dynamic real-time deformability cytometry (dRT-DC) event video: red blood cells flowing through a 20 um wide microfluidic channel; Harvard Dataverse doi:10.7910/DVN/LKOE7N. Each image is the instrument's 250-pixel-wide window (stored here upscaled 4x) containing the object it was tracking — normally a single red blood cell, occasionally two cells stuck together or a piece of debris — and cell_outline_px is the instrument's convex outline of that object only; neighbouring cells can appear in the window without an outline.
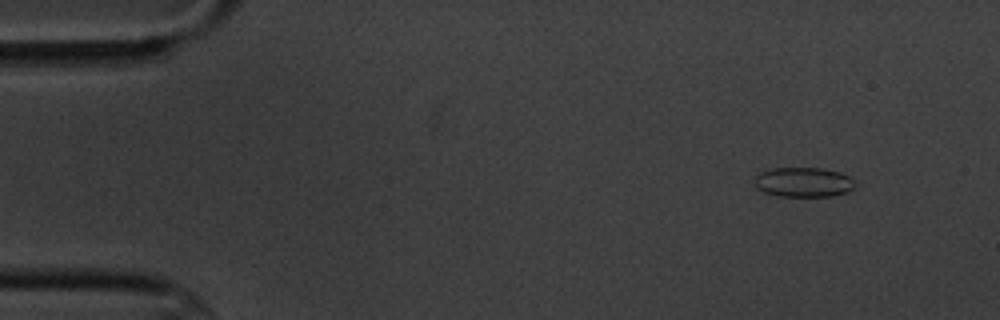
{"species": "common noctule bat (a hibernating species)", "species_latin": "Nyctalus noctula", "temperature_condition": "cold", "stored_images_in_passage": 15, "camera_frame_rate_fps": 3000, "um_per_image_px": 0.085, "animal": {"sex": "male", "body_mass_g": 20.1, "forearm_length_mm": 53.5}, "frame": {"image": 1, "passage_image": 1, "time_ms": 0.0, "image_size_px": [1000, 320], "cell_outline_px": [[856, 188], [848, 192], [832, 196], [776, 196], [764, 192], [756, 188], [756, 176], [760, 172], [768, 168], [824, 168], [840, 172], [848, 176], [856, 184]], "centroid_in_image_um": [68.31, 15.48], "position_along_channel_um": 16.7, "area_um2": 17.57}}
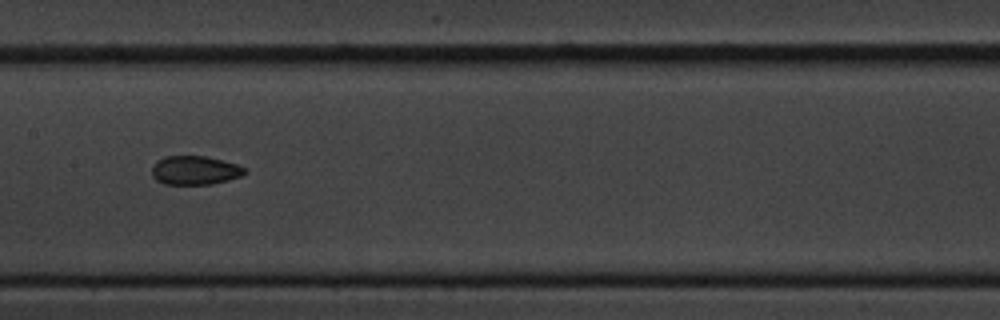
{"frame": {"image": 2, "passage_image": 7, "time_ms": 7.667, "image_size_px": [1000, 320], "cell_outline_px": [[248, 172], [240, 176], [228, 180], [212, 184], [164, 184], [156, 180], [152, 176], [152, 168], [156, 160], [164, 156], [204, 156], [236, 164], [248, 168]], "centroid_in_image_um": [16.56, 14.48], "position_along_channel_um": 190.8, "area_um2": 15.66}}
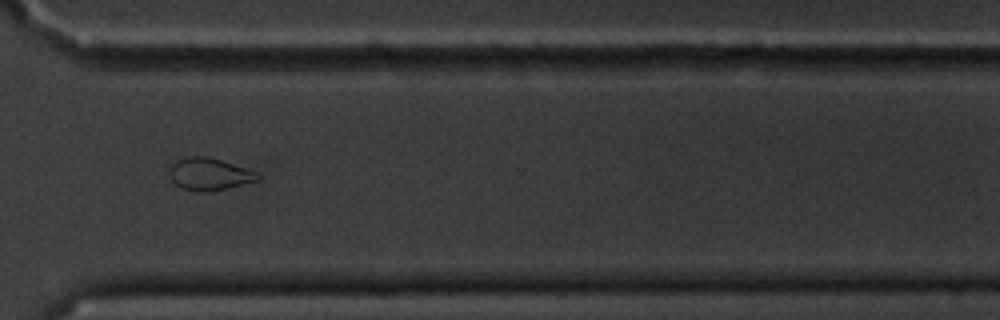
{"frame": {"image": 3, "passage_image": 11, "time_ms": 12.333, "image_size_px": [1000, 320], "cell_outline_px": [[260, 180], [224, 188], [204, 192], [200, 192], [180, 188], [172, 180], [168, 172], [172, 164], [176, 160], [188, 156], [208, 156], [244, 168], [260, 176]], "centroid_in_image_um": [17.72, 14.79], "position_along_channel_um": 352.9, "area_um2": 16.24}, "authors_computed_cell_mechanics": {"area_um2": 16.2418, "velocity_mm_per_s": 3.4915, "shape_relaxation_time_tau1_ms": 6.4975, "shape_relaxation_time_tau2_ms": 2.41, "deformation_change_tau1": 0.1274, "deformation_change_tau2": 0.0793}}